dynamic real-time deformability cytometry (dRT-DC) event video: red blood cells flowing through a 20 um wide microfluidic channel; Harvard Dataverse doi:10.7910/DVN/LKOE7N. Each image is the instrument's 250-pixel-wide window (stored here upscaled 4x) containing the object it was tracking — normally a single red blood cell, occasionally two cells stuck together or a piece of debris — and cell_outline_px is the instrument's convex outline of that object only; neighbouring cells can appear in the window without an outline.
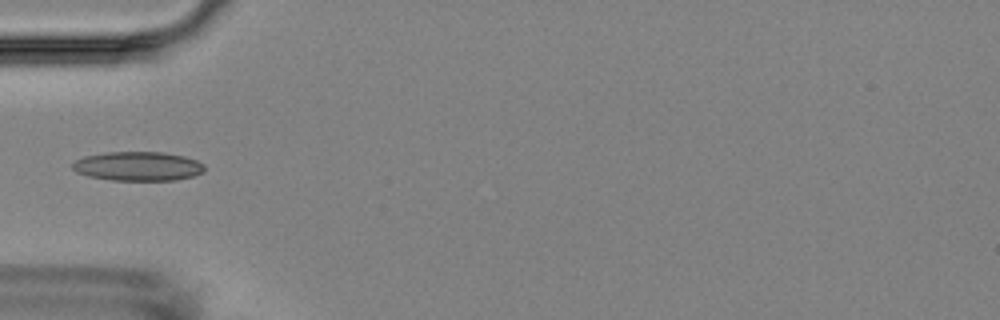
{"species": "Egyptian fruit bat (a non-hibernating species)", "species_latin": "Rousettus aegyptiacus", "temperature_condition": "room temperature", "stored_images_in_passage": 6, "camera_frame_rate_fps": 3000, "um_per_image_px": 0.085, "animal": {"sex": "female"}, "frame": {"image": 1, "passage_image": 2, "time_ms": 1.0, "image_size_px": [1000, 320], "cell_outline_px": [[204, 172], [192, 176], [176, 180], [112, 180], [88, 176], [76, 172], [72, 168], [72, 164], [76, 160], [84, 156], [108, 152], [164, 152], [184, 156], [196, 160], [204, 164]], "centroid_in_image_um": [11.73, 14.13], "position_along_channel_um": 73.3, "area_um2": 22.43}}
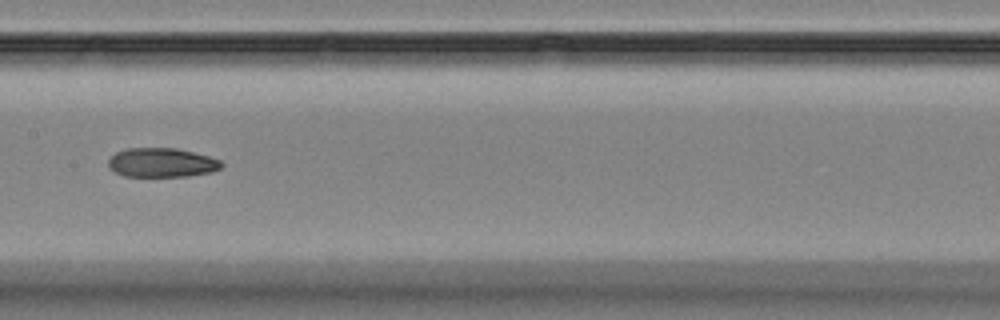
{"frame": {"image": 2, "passage_image": 5, "time_ms": 4.333, "image_size_px": [1000, 320], "cell_outline_px": [[224, 164], [220, 168], [212, 172], [188, 176], [124, 176], [108, 168], [108, 160], [116, 152], [124, 148], [176, 148], [208, 156], [220, 160]], "centroid_in_image_um": [13.73, 13.82], "position_along_channel_um": 193.7, "area_um2": 19.25}}
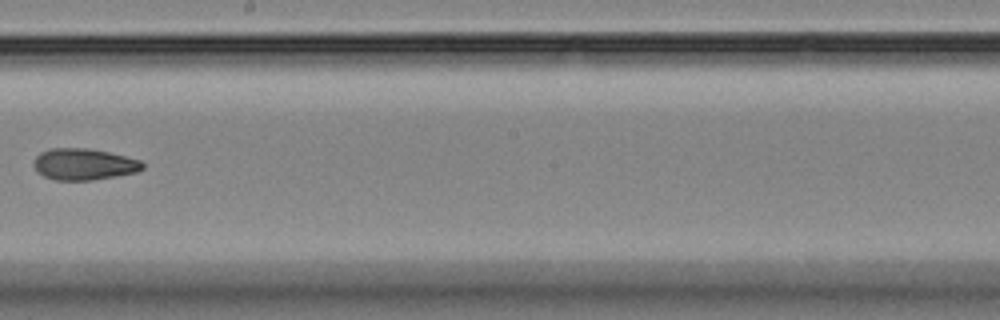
{"frame": {"image": 3, "passage_image": 6, "time_ms": 5.667, "image_size_px": [1000, 320], "cell_outline_px": [[144, 168], [136, 172], [116, 176], [92, 180], [52, 180], [36, 172], [32, 164], [36, 156], [40, 152], [52, 148], [88, 148], [108, 152], [140, 160], [144, 164]], "centroid_in_image_um": [7.09, 13.96], "position_along_channel_um": 241.1, "area_um2": 20.06}}